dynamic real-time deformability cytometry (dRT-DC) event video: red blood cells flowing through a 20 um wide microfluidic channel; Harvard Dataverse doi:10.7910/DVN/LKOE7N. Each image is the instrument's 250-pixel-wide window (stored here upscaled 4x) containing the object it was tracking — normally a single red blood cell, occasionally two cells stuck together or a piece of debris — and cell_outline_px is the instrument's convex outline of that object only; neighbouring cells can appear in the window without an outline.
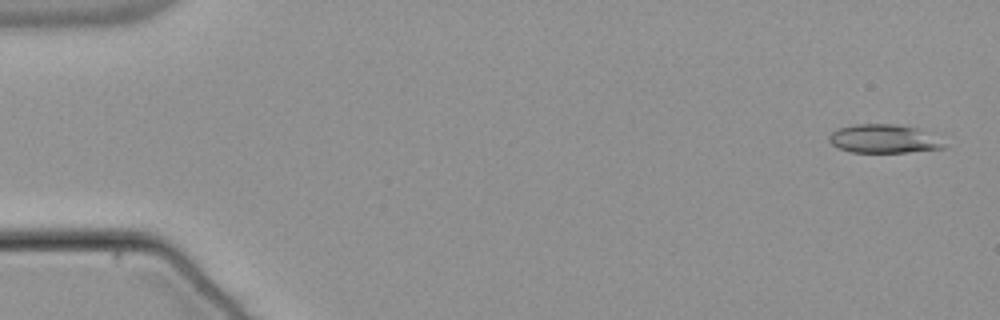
{"species": "common noctule bat (a hibernating species)", "species_latin": "Nyctalus noctula", "temperature_condition": "warm", "stored_images_in_passage": 52, "camera_frame_rate_fps": 3000, "um_per_image_px": 0.085, "animal": {"sex": "male", "body_mass_g": 21.5, "forearm_length_mm": 52.0}, "frame": {"image": 1, "passage_image": 2, "time_ms": 0.333, "image_size_px": [1000, 320], "cell_outline_px": [[948, 148], [908, 152], [848, 152], [832, 144], [828, 140], [828, 136], [836, 128], [852, 124], [900, 124], [920, 128], [948, 144]], "centroid_in_image_um": [75.15, 11.79], "position_along_channel_um": 9.9, "area_um2": 19.54}}
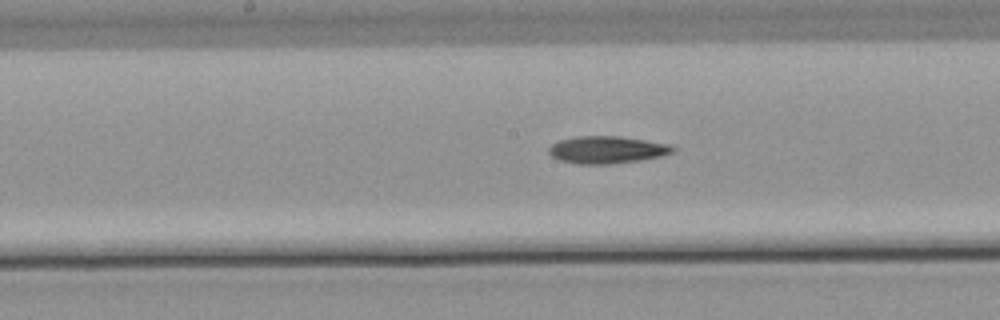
{"frame": {"image": 2, "passage_image": 28, "time_ms": 9.0, "image_size_px": [1000, 320], "cell_outline_px": [[676, 152], [664, 156], [640, 160], [612, 164], [576, 164], [560, 160], [552, 156], [548, 152], [548, 148], [552, 144], [560, 140], [576, 136], [620, 136], [672, 144], [676, 148]], "centroid_in_image_um": [51.65, 12.73], "position_along_channel_um": 196.5, "area_um2": 20.06}}
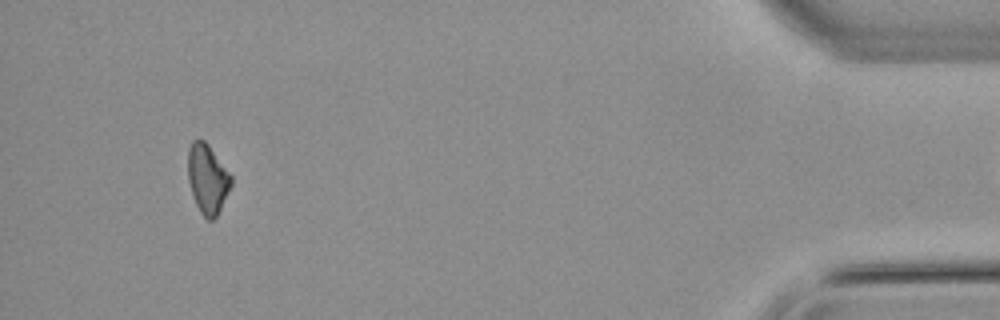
{"frame": {"image": 3, "passage_image": 51, "time_ms": 16.667, "image_size_px": [1000, 320], "cell_outline_px": [[232, 184], [216, 216], [212, 220], [208, 220], [200, 212], [192, 196], [188, 180], [188, 148], [192, 140], [204, 140], [208, 144], [232, 176]], "centroid_in_image_um": [17.62, 15.19], "position_along_channel_um": 417.6, "area_um2": 17.34}}